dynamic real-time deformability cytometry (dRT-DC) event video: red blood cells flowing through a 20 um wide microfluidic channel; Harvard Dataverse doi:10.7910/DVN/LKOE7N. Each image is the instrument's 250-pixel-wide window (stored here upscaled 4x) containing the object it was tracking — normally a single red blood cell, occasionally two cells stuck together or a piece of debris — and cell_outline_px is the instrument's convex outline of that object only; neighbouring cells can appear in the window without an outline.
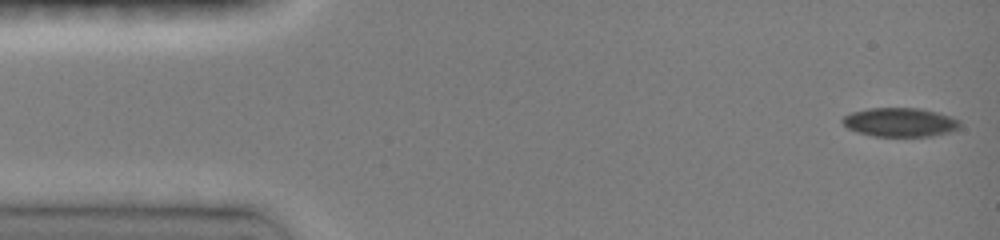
{"species": "common noctule bat (a hibernating species)", "species_latin": "Nyctalus noctula", "temperature_condition": "room temperature", "stored_images_in_passage": 8, "camera_frame_rate_fps": 3000, "um_per_image_px": 0.085, "animal": {"sex": "female", "body_mass_g": 19.0, "forearm_length_mm": 51.5}, "frame": {"image": 1, "passage_image": 1, "time_ms": 0.0, "image_size_px": [1000, 240], "cell_outline_px": [[960, 128], [948, 132], [932, 136], [872, 136], [856, 132], [848, 128], [840, 120], [844, 116], [852, 112], [868, 108], [920, 108], [952, 116], [960, 120]], "centroid_in_image_um": [76.5, 10.39], "position_along_channel_um": 8.5, "area_um2": 19.88}}
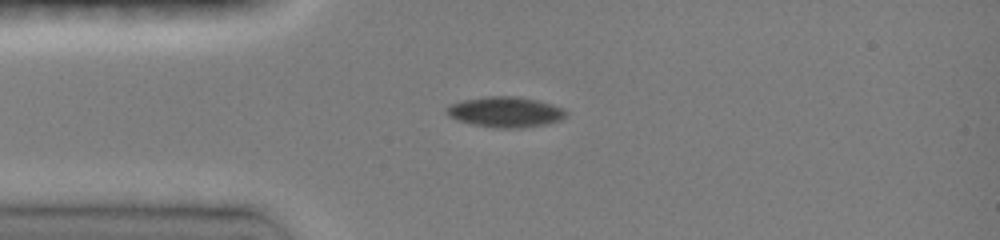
{"frame": {"image": 2, "passage_image": 7, "time_ms": 3.333, "image_size_px": [1000, 240], "cell_outline_px": [[568, 116], [560, 120], [548, 124], [524, 128], [496, 128], [472, 124], [456, 120], [448, 116], [444, 112], [444, 108], [448, 104], [464, 100], [488, 96], [516, 96], [536, 100], [552, 104], [564, 108], [568, 112]], "centroid_in_image_um": [42.95, 9.53], "position_along_channel_um": 42.1, "area_um2": 21.62}}